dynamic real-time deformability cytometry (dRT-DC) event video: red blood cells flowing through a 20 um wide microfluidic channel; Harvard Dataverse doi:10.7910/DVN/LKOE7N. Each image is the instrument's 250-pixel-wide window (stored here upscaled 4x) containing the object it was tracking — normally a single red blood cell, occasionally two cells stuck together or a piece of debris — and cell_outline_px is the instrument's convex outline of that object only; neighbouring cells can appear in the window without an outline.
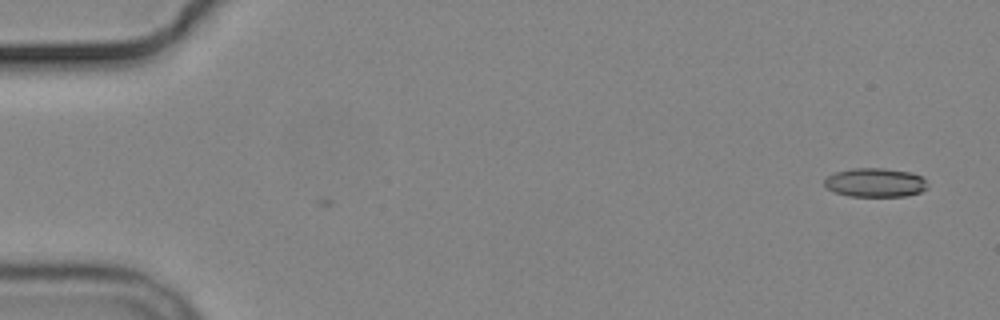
{"species": "common noctule bat (a hibernating species)", "species_latin": "Nyctalus noctula", "temperature_condition": "cold", "stored_images_in_passage": 2, "camera_frame_rate_fps": 3000, "um_per_image_px": 0.085, "animal": {"sex": "male", "body_mass_g": 19.2, "forearm_length_mm": 51.8}, "frame": {"image": 1, "passage_image": 2, "time_ms": 1.333, "image_size_px": [1000, 320], "cell_outline_px": [[928, 188], [920, 192], [908, 196], [848, 196], [824, 188], [824, 180], [828, 176], [836, 172], [852, 168], [884, 168], [912, 172], [924, 176], [928, 184]], "centroid_in_image_um": [74.43, 15.51], "position_along_channel_um": 10.6, "area_um2": 17.69}}